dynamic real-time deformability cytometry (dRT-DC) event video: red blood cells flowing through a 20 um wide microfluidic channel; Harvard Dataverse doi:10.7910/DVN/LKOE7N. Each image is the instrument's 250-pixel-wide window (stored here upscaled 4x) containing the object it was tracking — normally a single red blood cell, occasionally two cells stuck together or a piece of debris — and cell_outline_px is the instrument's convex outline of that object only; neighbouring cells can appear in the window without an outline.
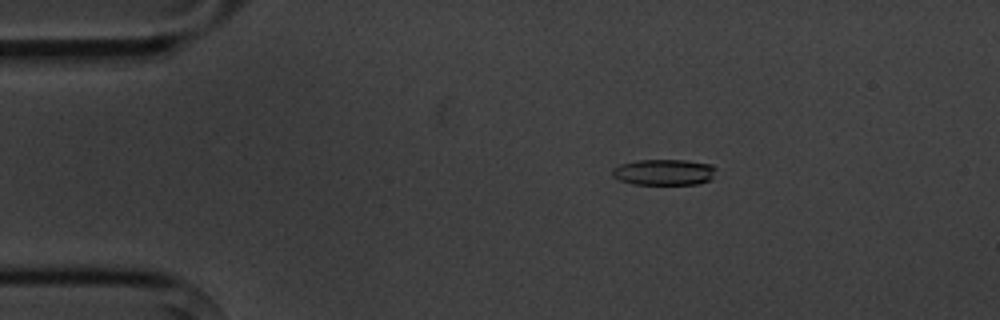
{"species": "common noctule bat (a hibernating species)", "species_latin": "Nyctalus noctula", "temperature_condition": "cold", "stored_images_in_passage": 6, "camera_frame_rate_fps": 3000, "um_per_image_px": 0.085, "animal": {"sex": "male", "body_mass_g": 20.1, "forearm_length_mm": 53.5}, "frame": {"image": 1, "passage_image": 3, "time_ms": 2.0, "image_size_px": [1000, 320], "cell_outline_px": [[716, 168], [712, 180], [696, 184], [636, 184], [620, 180], [612, 176], [612, 168], [620, 164], [636, 160], [684, 160], [712, 164]], "centroid_in_image_um": [56.45, 14.63], "position_along_channel_um": 28.5, "area_um2": 15.78}}
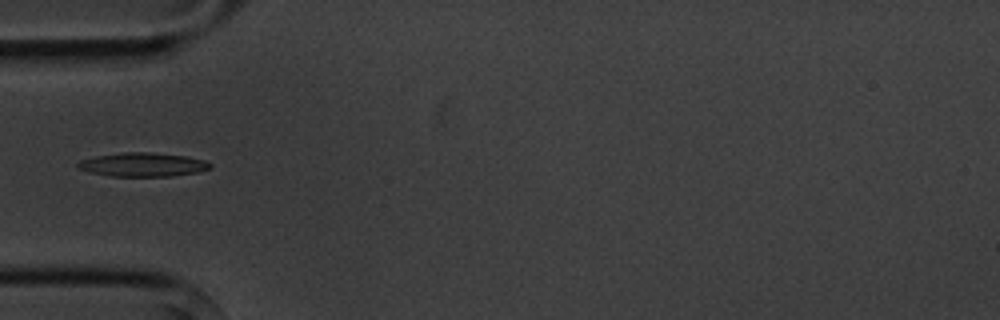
{"frame": {"image": 2, "passage_image": 5, "time_ms": 4.667, "image_size_px": [1000, 320], "cell_outline_px": [[212, 168], [196, 172], [172, 176], [108, 176], [88, 172], [76, 168], [76, 164], [80, 160], [96, 156], [124, 152], [148, 152], [188, 156], [204, 160], [212, 164]], "centroid_in_image_um": [12.11, 13.99], "position_along_channel_um": 72.9, "area_um2": 18.5}}
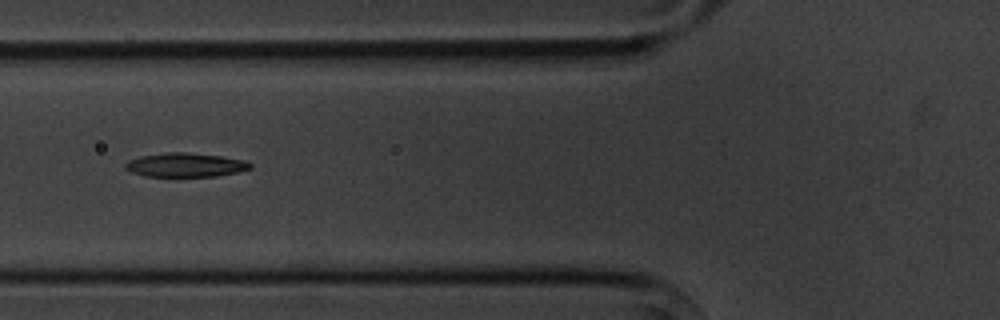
{"frame": {"image": 3, "passage_image": 6, "time_ms": 5.667, "image_size_px": [1000, 320], "cell_outline_px": [[252, 168], [240, 172], [216, 176], [176, 180], [172, 180], [144, 176], [132, 172], [124, 168], [124, 164], [128, 160], [140, 156], [164, 152], [188, 152], [220, 156], [244, 160], [252, 164]], "centroid_in_image_um": [15.71, 14.08], "position_along_channel_um": 110.1, "area_um2": 18.67}}